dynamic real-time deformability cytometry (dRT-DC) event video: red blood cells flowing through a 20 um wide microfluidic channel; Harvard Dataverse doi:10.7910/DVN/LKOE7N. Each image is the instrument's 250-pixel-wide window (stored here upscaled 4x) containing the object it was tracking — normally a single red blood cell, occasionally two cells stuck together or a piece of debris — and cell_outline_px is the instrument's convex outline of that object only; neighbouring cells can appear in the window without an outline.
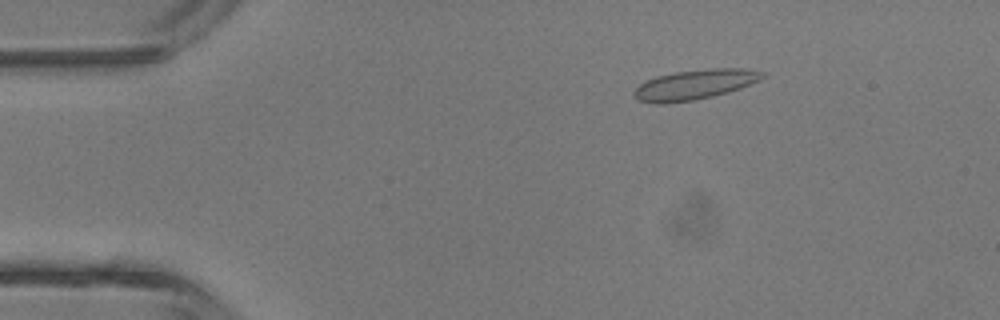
{"species": "common noctule bat (a hibernating species)", "species_latin": "Nyctalus noctula", "temperature_condition": "room temperature", "stored_images_in_passage": 5, "camera_frame_rate_fps": 3000, "um_per_image_px": 0.085, "animal": {"sex": "male", "body_mass_g": 13.3}, "frame": {"image": 1, "passage_image": 2, "time_ms": 1.333, "image_size_px": [1000, 320], "cell_outline_px": [[764, 76], [760, 80], [740, 88], [728, 92], [712, 96], [692, 100], [664, 104], [656, 104], [640, 100], [632, 92], [644, 80], [656, 76], [676, 72], [708, 68], [744, 68], [764, 72]], "centroid_in_image_um": [59.05, 7.18], "position_along_channel_um": 26.0, "area_um2": 22.31}}